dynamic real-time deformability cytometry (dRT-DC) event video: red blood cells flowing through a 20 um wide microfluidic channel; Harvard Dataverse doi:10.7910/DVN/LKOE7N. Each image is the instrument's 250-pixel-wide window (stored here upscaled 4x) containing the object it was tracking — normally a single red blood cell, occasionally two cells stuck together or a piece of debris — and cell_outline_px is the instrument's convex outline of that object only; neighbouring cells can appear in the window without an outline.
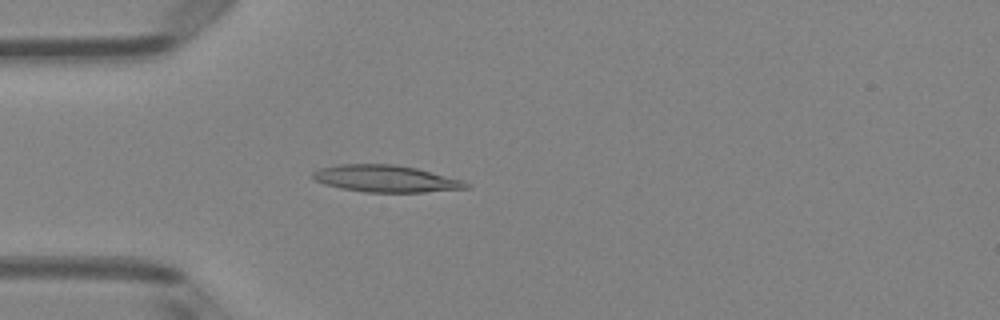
{"species": "Egyptian fruit bat (a non-hibernating species)", "species_latin": "Rousettus aegyptiacus", "temperature_condition": "room temperature", "stored_images_in_passage": 49, "camera_frame_rate_fps": 3000, "um_per_image_px": 0.085, "animal": {"sex": "female"}, "frame": {"image": 1, "passage_image": 13, "time_ms": 4.0, "image_size_px": [1000, 320], "cell_outline_px": [[472, 184], [468, 188], [424, 192], [364, 192], [324, 184], [316, 180], [312, 176], [312, 172], [320, 168], [340, 164], [392, 164], [416, 168], [464, 180]], "centroid_in_image_um": [32.83, 15.18], "position_along_channel_um": 52.2, "area_um2": 23.93}}
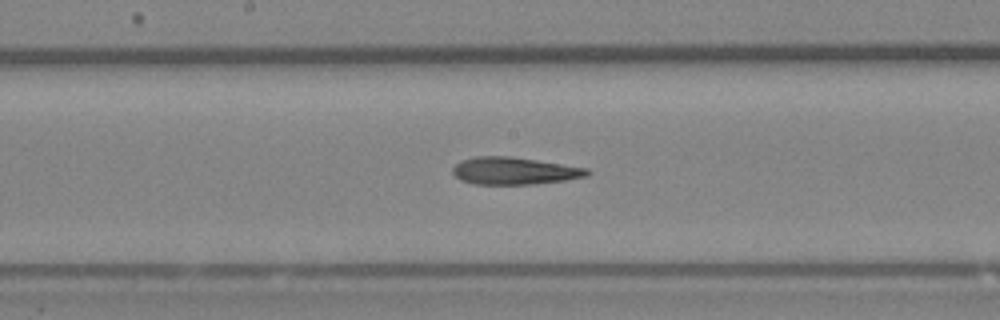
{"frame": {"image": 2, "passage_image": 25, "time_ms": 8.0, "image_size_px": [1000, 320], "cell_outline_px": [[592, 172], [588, 176], [564, 180], [536, 184], [472, 184], [460, 180], [452, 172], [452, 168], [460, 160], [476, 156], [508, 156], [536, 160], [588, 168]], "centroid_in_image_um": [43.7, 14.52], "position_along_channel_um": 204.5, "area_um2": 21.44}}
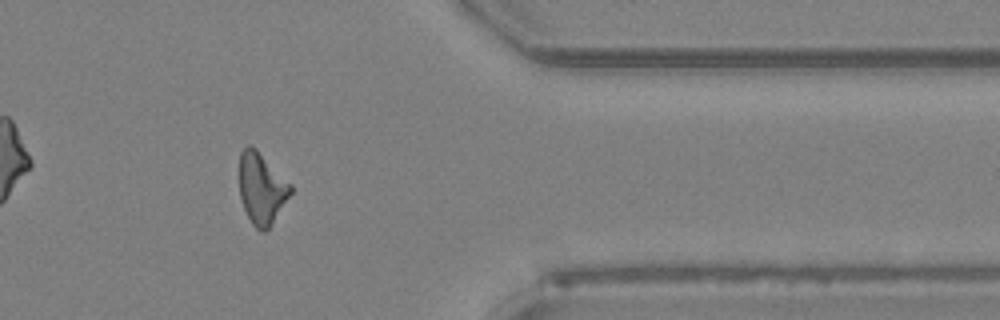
{"frame": {"image": 3, "passage_image": 40, "time_ms": 13.0, "image_size_px": [1000, 320], "cell_outline_px": [[292, 192], [268, 228], [264, 232], [260, 232], [252, 224], [244, 208], [240, 196], [240, 152], [248, 144], [256, 148], [292, 184]], "centroid_in_image_um": [22.24, 15.99], "position_along_channel_um": 389.2, "area_um2": 21.1}, "authors_computed_cell_mechanics": {"area_um2": 21.7906, "velocity_mm_per_s": 4.0489, "shape_relaxation_time_tau1_ms": 7.5027, "shape_relaxation_time_tau2_ms": 3.9643, "deformation_change_tau1": 0.2142, "deformation_change_tau2": 0.1661}}